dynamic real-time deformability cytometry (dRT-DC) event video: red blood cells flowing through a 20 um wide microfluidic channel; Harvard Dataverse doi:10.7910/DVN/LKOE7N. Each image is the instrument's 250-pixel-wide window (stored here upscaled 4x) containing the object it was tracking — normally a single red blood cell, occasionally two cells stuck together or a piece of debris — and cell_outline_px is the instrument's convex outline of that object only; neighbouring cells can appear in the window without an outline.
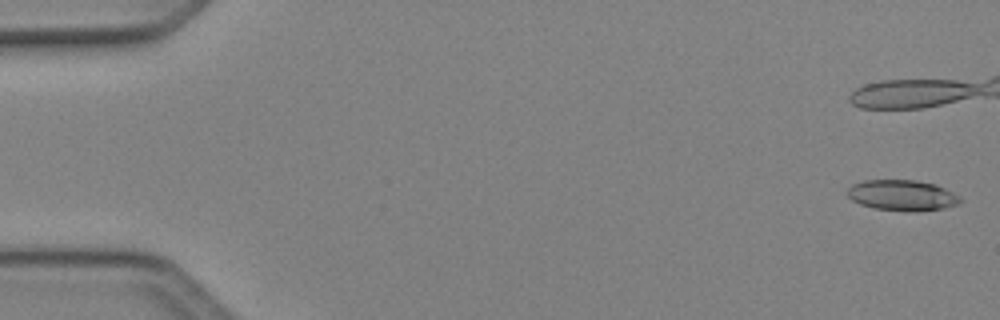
{"species": "Egyptian fruit bat (a non-hibernating species)", "species_latin": "Rousettus aegyptiacus", "temperature_condition": "cold", "stored_images_in_passage": 44, "camera_frame_rate_fps": 3000, "um_per_image_px": 0.085, "animal": {"sex": "female"}, "frame": {"image": 1, "passage_image": 1, "time_ms": 0.0, "image_size_px": [1000, 320], "cell_outline_px": [[964, 200], [956, 204], [944, 208], [912, 212], [904, 212], [876, 208], [860, 204], [852, 200], [848, 196], [848, 188], [852, 184], [864, 180], [916, 180], [936, 184], [960, 196]], "centroid_in_image_um": [76.7, 16.6], "position_along_channel_um": 8.3, "area_um2": 20.29}}